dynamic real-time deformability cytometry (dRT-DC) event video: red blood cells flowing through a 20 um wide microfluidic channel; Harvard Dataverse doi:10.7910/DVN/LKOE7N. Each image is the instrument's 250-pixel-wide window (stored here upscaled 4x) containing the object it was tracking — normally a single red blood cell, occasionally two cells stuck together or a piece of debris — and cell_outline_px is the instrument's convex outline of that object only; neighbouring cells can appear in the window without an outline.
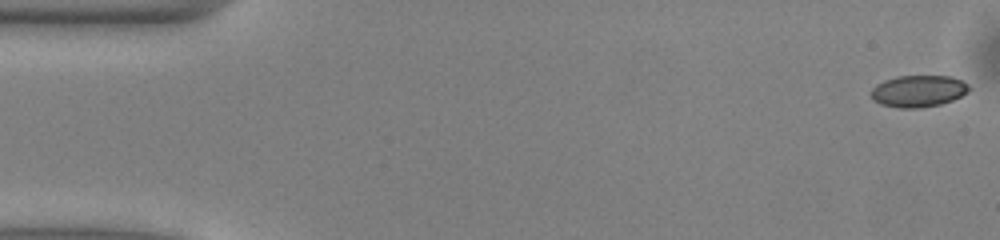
{"species": "common noctule bat (a hibernating species)", "species_latin": "Nyctalus noctula", "temperature_condition": "warm", "stored_images_in_passage": 51, "camera_frame_rate_fps": 3000, "um_per_image_px": 0.085, "animal": {"sex": "male", "body_mass_g": 13.0, "forearm_length_mm": 53.1}, "frame": {"image": 1, "passage_image": 1, "time_ms": 0.0, "image_size_px": [1000, 240], "cell_outline_px": [[968, 92], [952, 100], [940, 104], [920, 108], [900, 108], [880, 104], [872, 100], [872, 88], [876, 84], [884, 80], [896, 76], [948, 76], [960, 80], [968, 84]], "centroid_in_image_um": [78.02, 7.74], "position_along_channel_um": 7.0, "area_um2": 18.03}}
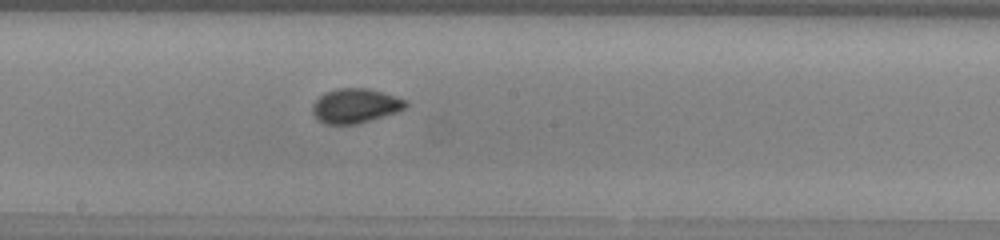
{"frame": {"image": 2, "passage_image": 27, "time_ms": 8.667, "image_size_px": [1000, 240], "cell_outline_px": [[408, 104], [404, 108], [396, 112], [356, 124], [328, 124], [316, 120], [312, 112], [312, 104], [324, 92], [336, 88], [368, 88], [404, 100]], "centroid_in_image_um": [30.12, 8.99], "position_along_channel_um": 218.1, "area_um2": 18.5}}
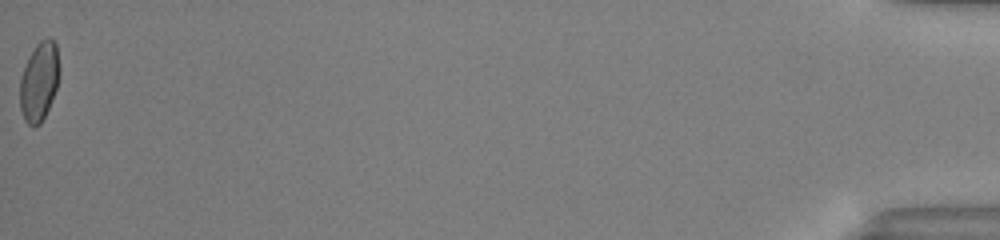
{"frame": {"image": 3, "passage_image": 51, "time_ms": 16.667, "image_size_px": [1000, 240], "cell_outline_px": [[60, 76], [52, 100], [40, 124], [32, 128], [24, 120], [20, 108], [20, 76], [28, 56], [36, 44], [40, 40], [48, 36], [56, 44], [60, 68]], "centroid_in_image_um": [3.33, 6.91], "position_along_channel_um": 431.9, "area_um2": 18.5}, "authors_computed_cell_mechanics": {"area_um2": 18.2648, "velocity_mm_per_s": 4.0331, "shape_relaxation_time_tau1_ms": 5.168, "shape_relaxation_time_tau2_ms": null, "deformation_change_tau1": 0.1106, "deformation_change_tau2": null}}